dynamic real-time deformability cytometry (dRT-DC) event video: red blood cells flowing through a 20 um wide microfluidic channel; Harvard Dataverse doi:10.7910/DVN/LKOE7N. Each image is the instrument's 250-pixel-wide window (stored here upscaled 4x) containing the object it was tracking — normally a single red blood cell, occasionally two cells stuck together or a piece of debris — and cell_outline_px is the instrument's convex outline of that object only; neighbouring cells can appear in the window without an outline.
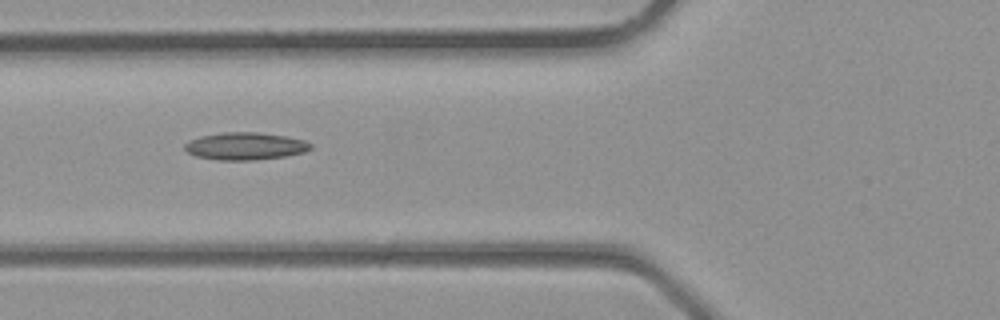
{"species": "common noctule bat (a hibernating species)", "species_latin": "Nyctalus noctula", "temperature_condition": "room temperature", "stored_images_in_passage": 4, "camera_frame_rate_fps": 3000, "um_per_image_px": 0.085, "animal": {"sex": "male", "body_mass_g": 23.1, "forearm_length_mm": 52.7}, "frame": {"image": 1, "passage_image": 4, "time_ms": 1.0, "image_size_px": [1000, 320], "cell_outline_px": [[312, 148], [304, 152], [288, 156], [252, 160], [220, 160], [196, 156], [188, 152], [184, 148], [184, 144], [188, 140], [200, 136], [224, 132], [256, 132], [284, 136], [304, 140], [312, 144]], "centroid_in_image_um": [20.84, 12.42], "position_along_channel_um": 105.0, "area_um2": 20.11}}